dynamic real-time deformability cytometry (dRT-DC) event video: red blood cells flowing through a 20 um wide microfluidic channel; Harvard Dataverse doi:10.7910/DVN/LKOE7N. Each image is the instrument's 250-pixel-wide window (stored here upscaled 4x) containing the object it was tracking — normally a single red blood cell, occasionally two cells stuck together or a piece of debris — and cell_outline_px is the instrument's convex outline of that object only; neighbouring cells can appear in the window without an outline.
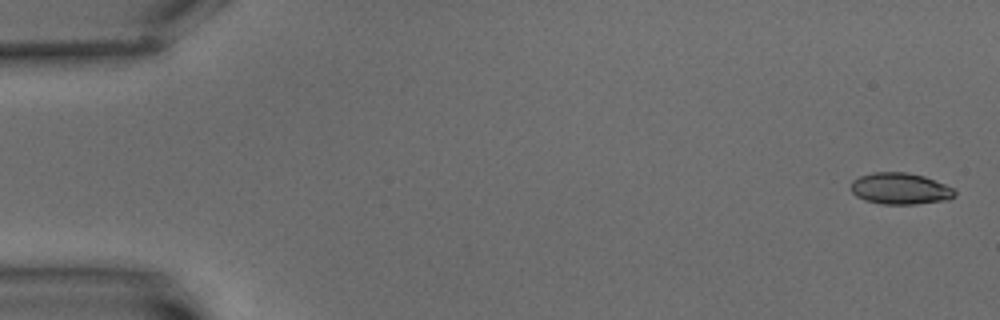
{"species": "common noctule bat (a hibernating species)", "species_latin": "Nyctalus noctula", "temperature_condition": "warm", "stored_images_in_passage": 6, "camera_frame_rate_fps": 3000, "um_per_image_px": 0.085, "animal": {"sex": "male", "body_mass_g": 15.6}, "frame": {"image": 1, "passage_image": 1, "time_ms": 0.0, "image_size_px": [1000, 320], "cell_outline_px": [[956, 196], [948, 200], [916, 204], [884, 204], [864, 200], [856, 196], [848, 188], [852, 180], [860, 176], [872, 172], [904, 172], [924, 176], [944, 184], [952, 188], [956, 192]], "centroid_in_image_um": [76.48, 16.03], "position_along_channel_um": 8.5, "area_um2": 19.19}}
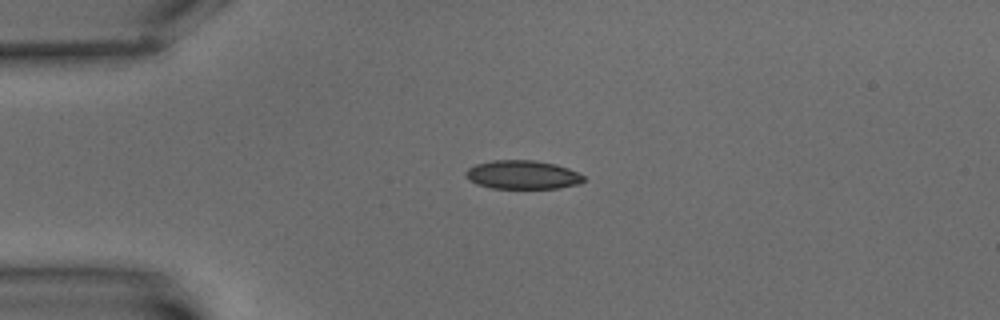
{"frame": {"image": 2, "passage_image": 5, "time_ms": 4.667, "image_size_px": [1000, 320], "cell_outline_px": [[584, 180], [580, 184], [560, 188], [492, 188], [476, 184], [464, 172], [468, 168], [476, 164], [492, 160], [536, 160], [556, 164], [568, 168], [584, 176]], "centroid_in_image_um": [44.44, 14.85], "position_along_channel_um": 40.6, "area_um2": 19.65}}